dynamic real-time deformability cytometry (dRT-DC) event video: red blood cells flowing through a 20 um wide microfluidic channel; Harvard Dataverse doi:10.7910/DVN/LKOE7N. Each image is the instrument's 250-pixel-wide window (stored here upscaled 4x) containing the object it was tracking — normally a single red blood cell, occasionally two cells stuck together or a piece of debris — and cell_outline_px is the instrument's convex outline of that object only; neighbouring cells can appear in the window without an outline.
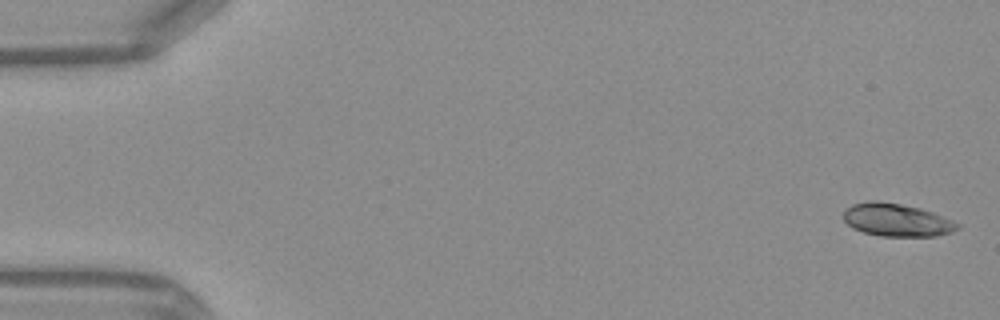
{"species": "Egyptian fruit bat (a non-hibernating species)", "species_latin": "Rousettus aegyptiacus", "temperature_condition": "warm", "stored_images_in_passage": 15, "camera_frame_rate_fps": 3000, "um_per_image_px": 0.085, "frame": {"image": 1, "passage_image": 1, "time_ms": 0.0, "image_size_px": [1000, 320], "cell_outline_px": [[960, 228], [952, 232], [936, 236], [880, 236], [864, 232], [852, 228], [844, 220], [844, 212], [852, 204], [872, 200], [876, 200], [900, 204], [920, 208], [944, 216], [960, 224]], "centroid_in_image_um": [76.24, 18.7], "position_along_channel_um": 8.8, "area_um2": 21.79}}